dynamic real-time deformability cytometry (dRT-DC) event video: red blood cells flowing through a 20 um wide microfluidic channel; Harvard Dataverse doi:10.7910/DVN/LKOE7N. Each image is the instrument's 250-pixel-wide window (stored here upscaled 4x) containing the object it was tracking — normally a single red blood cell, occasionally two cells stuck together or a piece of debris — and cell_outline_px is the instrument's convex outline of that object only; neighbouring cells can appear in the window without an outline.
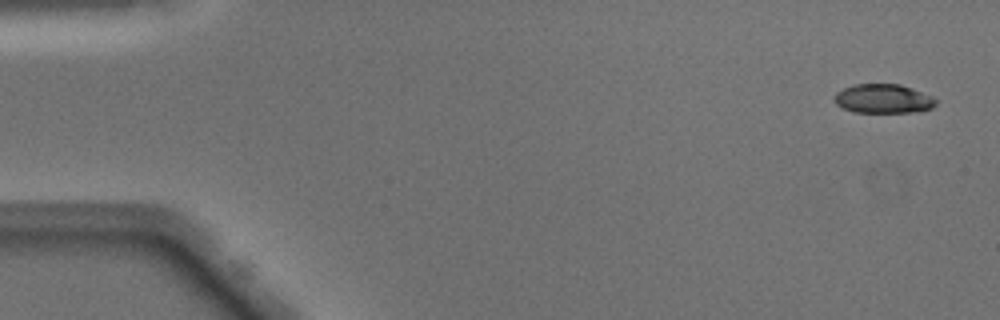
{"species": "Egyptian fruit bat (a non-hibernating species)", "species_latin": "Rousettus aegyptiacus", "temperature_condition": "warm", "stored_images_in_passage": 48, "camera_frame_rate_fps": 3000, "um_per_image_px": 0.085, "animal": {"sex": "male"}, "frame": {"image": 1, "passage_image": 1, "time_ms": 0.0, "image_size_px": [1000, 320], "cell_outline_px": [[936, 104], [932, 108], [912, 112], [852, 112], [840, 108], [832, 100], [836, 92], [852, 84], [900, 84], [912, 88], [932, 96], [936, 100]], "centroid_in_image_um": [75.02, 8.39], "position_along_channel_um": 10.0, "area_um2": 17.4}}
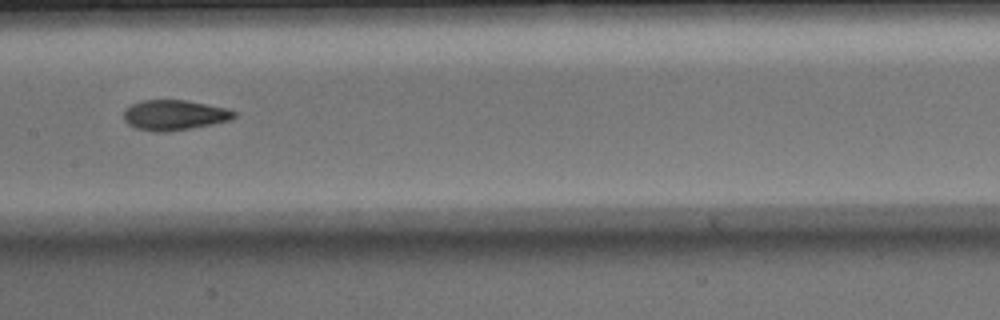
{"frame": {"image": 2, "passage_image": 24, "time_ms": 7.667, "image_size_px": [1000, 320], "cell_outline_px": [[236, 116], [232, 120], [192, 128], [168, 132], [156, 132], [136, 128], [128, 124], [124, 120], [124, 112], [132, 104], [140, 100], [184, 100], [224, 108], [236, 112]], "centroid_in_image_um": [14.81, 9.79], "position_along_channel_um": 192.6, "area_um2": 19.31}}
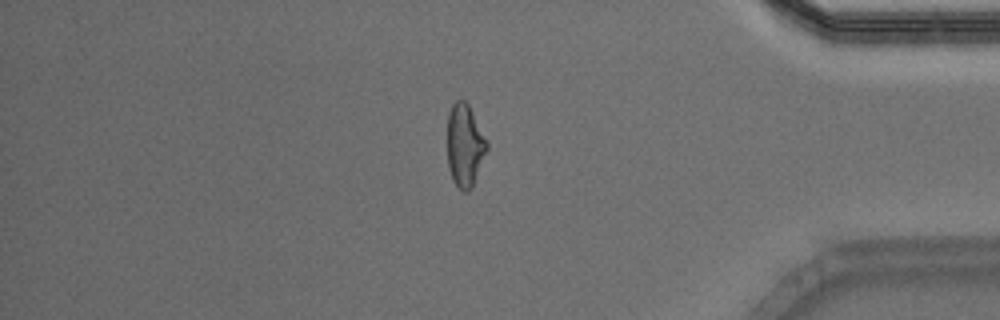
{"frame": {"image": 3, "passage_image": 41, "time_ms": 13.333, "image_size_px": [1000, 320], "cell_outline_px": [[488, 148], [472, 188], [468, 192], [464, 192], [452, 180], [448, 168], [448, 112], [452, 104], [456, 100], [464, 100], [468, 104], [488, 144]], "centroid_in_image_um": [39.5, 12.38], "position_along_channel_um": 395.7, "area_um2": 18.9}, "authors_computed_cell_mechanics": {"area_um2": 19.1607, "velocity_mm_per_s": 4.0891, "shape_relaxation_time_tau1_ms": 4.6619, "shape_relaxation_time_tau2_ms": 1.8251, "deformation_change_tau1": 0.1957, "deformation_change_tau2": 0.0913}}